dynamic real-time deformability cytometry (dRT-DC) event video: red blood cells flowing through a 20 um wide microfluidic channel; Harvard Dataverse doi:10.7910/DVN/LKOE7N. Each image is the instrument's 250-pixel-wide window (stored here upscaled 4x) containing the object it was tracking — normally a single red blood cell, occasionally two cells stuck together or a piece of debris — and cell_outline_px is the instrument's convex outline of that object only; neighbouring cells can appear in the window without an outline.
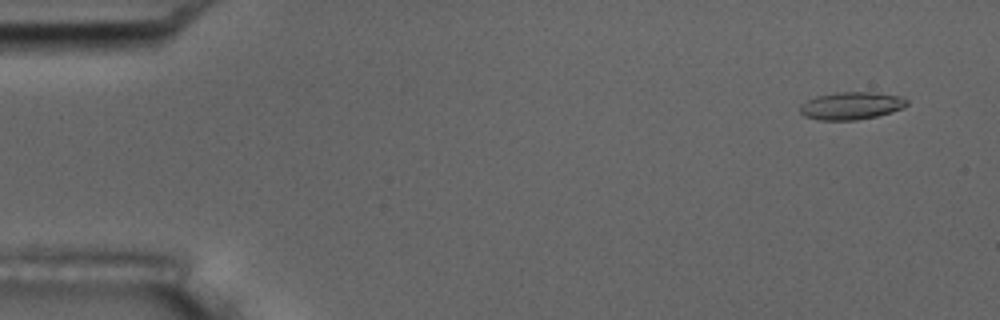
{"species": "common noctule bat (a hibernating species)", "species_latin": "Nyctalus noctula", "temperature_condition": "room temperature", "stored_images_in_passage": 5, "camera_frame_rate_fps": 3000, "um_per_image_px": 0.085, "animal": {"sex": "male", "body_mass_g": 17.5, "forearm_length_mm": 52.3}, "frame": {"image": 1, "passage_image": 1, "time_ms": 0.0, "image_size_px": [1000, 320], "cell_outline_px": [[908, 104], [904, 108], [892, 112], [876, 116], [856, 120], [816, 120], [804, 116], [800, 112], [800, 104], [816, 96], [836, 92], [872, 92], [900, 96], [908, 100]], "centroid_in_image_um": [72.35, 8.99], "position_along_channel_um": 12.6, "area_um2": 17.28}}
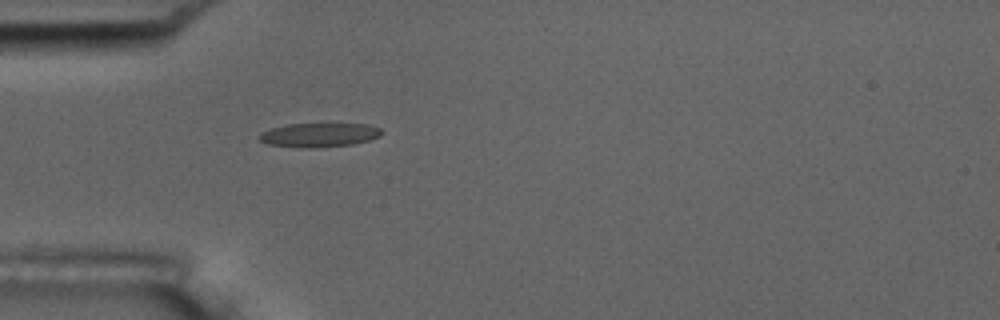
{"frame": {"image": 2, "passage_image": 5, "time_ms": 4.333, "image_size_px": [1000, 320], "cell_outline_px": [[380, 136], [368, 140], [352, 144], [316, 148], [300, 148], [268, 144], [260, 140], [256, 136], [260, 132], [272, 128], [288, 124], [368, 124], [380, 128]], "centroid_in_image_um": [27.07, 11.48], "position_along_channel_um": 57.9, "area_um2": 17.11}}